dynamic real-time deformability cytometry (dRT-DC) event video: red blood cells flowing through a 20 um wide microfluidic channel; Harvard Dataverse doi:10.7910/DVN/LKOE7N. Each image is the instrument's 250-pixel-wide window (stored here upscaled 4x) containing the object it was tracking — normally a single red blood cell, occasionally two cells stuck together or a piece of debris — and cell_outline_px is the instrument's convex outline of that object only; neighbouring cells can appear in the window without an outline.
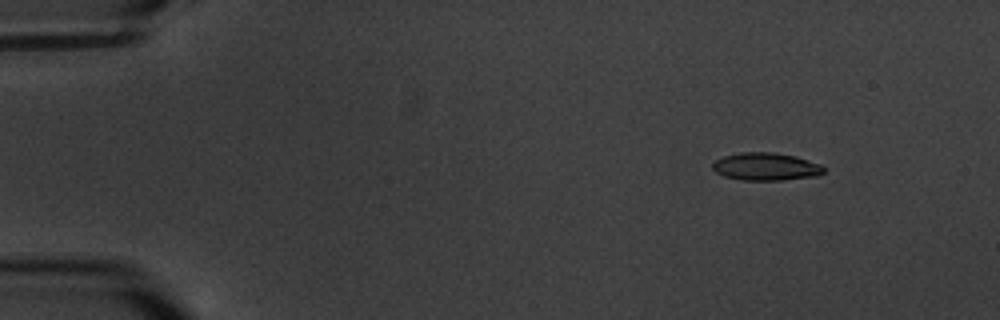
{"species": "common noctule bat (a hibernating species)", "species_latin": "Nyctalus noctula", "temperature_condition": "warm", "stored_images_in_passage": 4, "camera_frame_rate_fps": 3000, "um_per_image_px": 0.085, "animal": {"sex": "male", "body_mass_g": 20.1, "forearm_length_mm": 53.5}, "frame": {"image": 1, "passage_image": 1, "time_ms": 0.0, "image_size_px": [1000, 320], "cell_outline_px": [[824, 172], [816, 176], [784, 180], [740, 180], [724, 176], [716, 172], [712, 168], [712, 164], [716, 160], [724, 156], [740, 152], [772, 152], [796, 156], [820, 164], [824, 168]], "centroid_in_image_um": [65.09, 14.16], "position_along_channel_um": 19.9, "area_um2": 17.98}}
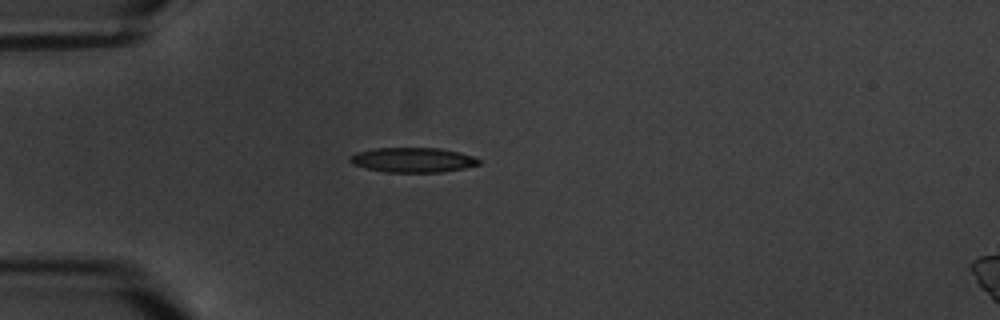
{"frame": {"image": 2, "passage_image": 4, "time_ms": 3.333, "image_size_px": [1000, 320], "cell_outline_px": [[480, 164], [464, 168], [440, 172], [384, 172], [352, 164], [348, 160], [356, 152], [376, 148], [440, 148], [460, 152], [472, 156], [480, 160]], "centroid_in_image_um": [35.1, 13.59], "position_along_channel_um": 49.9, "area_um2": 18.5}}